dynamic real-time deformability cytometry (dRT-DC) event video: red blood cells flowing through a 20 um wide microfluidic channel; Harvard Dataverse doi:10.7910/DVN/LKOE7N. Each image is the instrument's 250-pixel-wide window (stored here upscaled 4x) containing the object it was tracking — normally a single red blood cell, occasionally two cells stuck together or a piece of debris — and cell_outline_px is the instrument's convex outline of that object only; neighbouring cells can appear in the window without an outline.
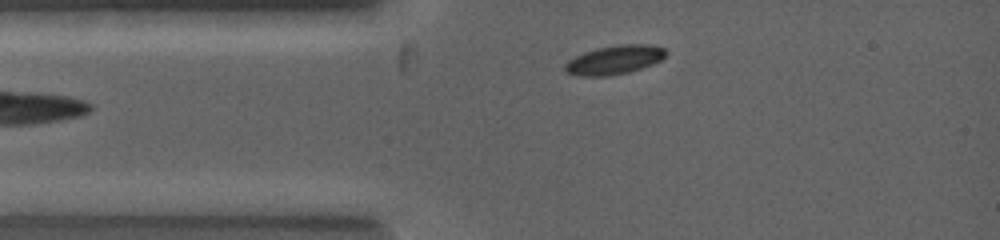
{"species": "common noctule bat (a hibernating species)", "species_latin": "Nyctalus noctula", "temperature_condition": "warm", "stored_images_in_passage": 9, "camera_frame_rate_fps": 5000, "um_per_image_px": 0.085, "animal": {"sex": "female", "body_mass_g": 19.0, "forearm_length_mm": 53.3}, "frame": {"image": 1, "passage_image": 1, "time_ms": 0.0, "image_size_px": [1000, 240], "cell_outline_px": [[668, 52], [660, 60], [652, 64], [628, 72], [604, 76], [580, 76], [568, 72], [564, 68], [564, 64], [568, 60], [584, 52], [596, 48], [620, 44], [648, 44], [664, 48]], "centroid_in_image_um": [52.22, 5.07], "position_along_channel_um": 32.8, "area_um2": 16.82}}
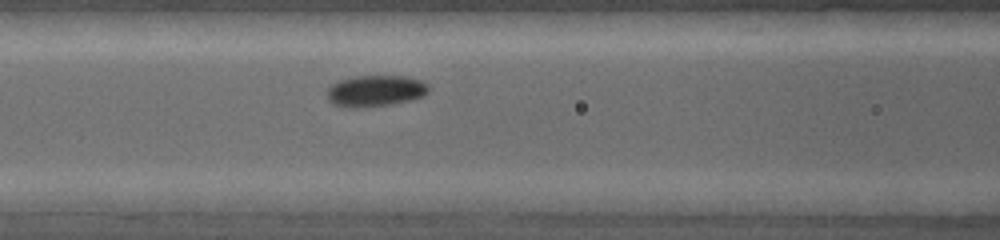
{"frame": {"image": 2, "passage_image": 5, "time_ms": 1.8, "image_size_px": [1000, 240], "cell_outline_px": [[428, 92], [420, 96], [388, 104], [336, 104], [328, 100], [328, 88], [332, 84], [356, 76], [408, 76], [420, 80], [428, 84]], "centroid_in_image_um": [31.97, 7.65], "position_along_channel_um": 134.6, "area_um2": 17.11}}
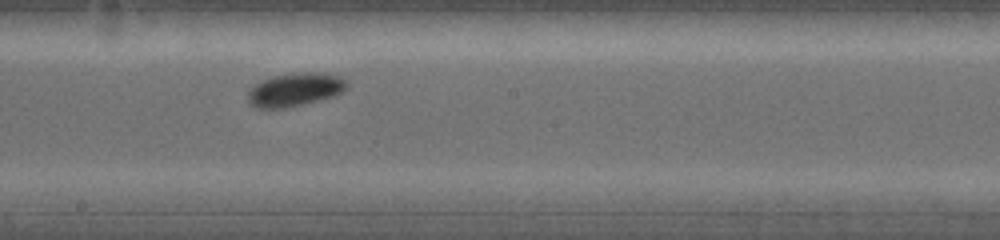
{"frame": {"image": 3, "passage_image": 8, "time_ms": 3.2, "image_size_px": [1000, 240], "cell_outline_px": [[348, 84], [340, 92], [332, 96], [300, 104], [280, 108], [260, 108], [252, 104], [248, 100], [248, 92], [256, 84], [264, 80], [276, 76], [300, 72], [324, 72], [336, 76], [344, 80]], "centroid_in_image_um": [25.06, 7.6], "position_along_channel_um": 223.1, "area_um2": 18.44}}